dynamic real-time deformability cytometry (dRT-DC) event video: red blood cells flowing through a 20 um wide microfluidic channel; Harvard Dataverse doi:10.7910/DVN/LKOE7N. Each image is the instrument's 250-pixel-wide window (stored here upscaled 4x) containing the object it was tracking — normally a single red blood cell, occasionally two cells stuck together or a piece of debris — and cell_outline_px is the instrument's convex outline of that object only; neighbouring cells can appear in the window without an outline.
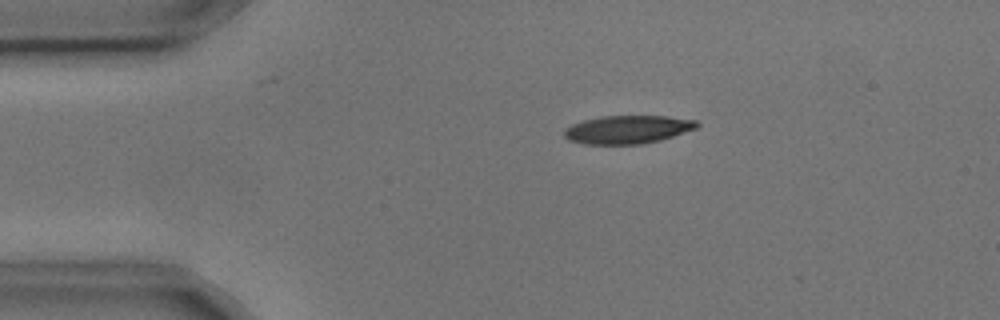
{"species": "common noctule bat (a hibernating species)", "species_latin": "Nyctalus noctula", "temperature_condition": "cold", "stored_images_in_passage": 4, "camera_frame_rate_fps": 3000, "um_per_image_px": 0.085, "animal": {"sex": "male", "body_mass_g": 17.9, "forearm_length_mm": 54.2}, "frame": {"image": 1, "passage_image": 2, "time_ms": 0.333, "image_size_px": [1000, 320], "cell_outline_px": [[700, 124], [696, 128], [660, 140], [644, 144], [584, 144], [568, 140], [564, 136], [564, 128], [572, 124], [584, 120], [600, 116], [668, 116], [696, 120]], "centroid_in_image_um": [53.32, 11.01], "position_along_channel_um": 31.7, "area_um2": 21.85}}